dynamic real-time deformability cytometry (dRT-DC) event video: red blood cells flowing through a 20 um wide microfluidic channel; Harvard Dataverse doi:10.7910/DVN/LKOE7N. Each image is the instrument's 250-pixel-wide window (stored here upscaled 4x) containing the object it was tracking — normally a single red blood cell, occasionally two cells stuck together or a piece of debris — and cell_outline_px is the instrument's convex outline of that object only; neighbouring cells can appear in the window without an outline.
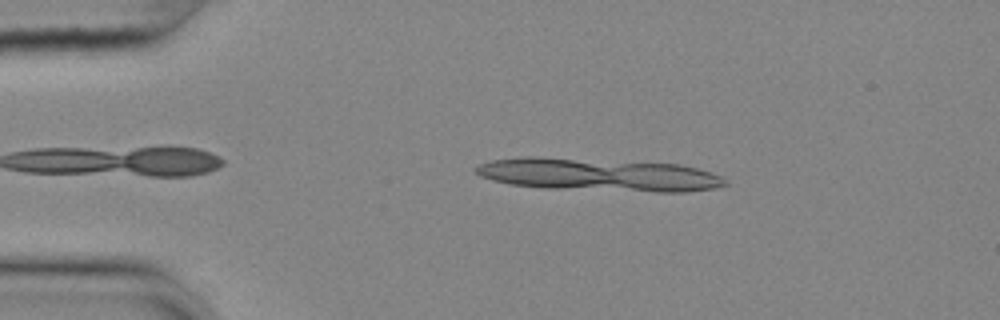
{"species": "common noctule bat (a hibernating species)", "species_latin": "Nyctalus noctula", "temperature_condition": "cold", "stored_images_in_passage": 13, "camera_frame_rate_fps": 3000, "um_per_image_px": 0.085, "animal": {"sex": "female", "body_mass_g": 25.1}, "frame": {"image": 1, "passage_image": 10, "time_ms": 3.0, "image_size_px": [1000, 320], "cell_outline_px": [[728, 184], [712, 188], [684, 192], [656, 192], [544, 188], [512, 184], [492, 180], [480, 176], [472, 168], [480, 164], [492, 160], [524, 156], [536, 156], [680, 164], [712, 172], [724, 176], [728, 180]], "centroid_in_image_um": [50.89, 14.85], "position_along_channel_um": 34.1, "area_um2": 47.97}}